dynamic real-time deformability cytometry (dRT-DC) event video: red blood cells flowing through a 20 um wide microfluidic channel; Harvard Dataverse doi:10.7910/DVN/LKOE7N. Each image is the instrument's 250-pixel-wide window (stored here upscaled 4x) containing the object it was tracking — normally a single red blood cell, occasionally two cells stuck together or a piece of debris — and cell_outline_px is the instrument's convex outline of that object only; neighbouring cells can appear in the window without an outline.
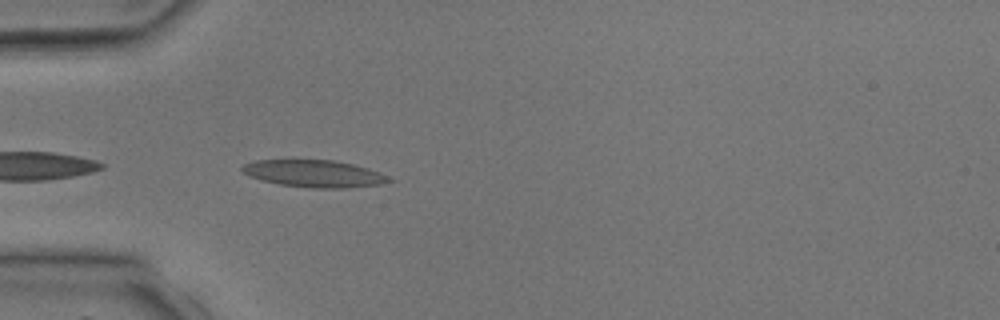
{"species": "common noctule bat (a hibernating species)", "species_latin": "Nyctalus noctula", "temperature_condition": "room temperature", "stored_images_in_passage": 3, "camera_frame_rate_fps": 3000, "um_per_image_px": 0.085, "animal": {"sex": "male", "body_mass_g": 17.9, "forearm_length_mm": 54.2}, "frame": {"image": 1, "passage_image": 3, "time_ms": 2.333, "image_size_px": [1000, 320], "cell_outline_px": [[396, 180], [380, 184], [348, 188], [308, 188], [280, 184], [260, 180], [244, 172], [240, 168], [244, 164], [256, 160], [332, 160], [352, 164], [368, 168], [388, 176]], "centroid_in_image_um": [26.73, 14.76], "position_along_channel_um": 58.3, "area_um2": 23.12}}